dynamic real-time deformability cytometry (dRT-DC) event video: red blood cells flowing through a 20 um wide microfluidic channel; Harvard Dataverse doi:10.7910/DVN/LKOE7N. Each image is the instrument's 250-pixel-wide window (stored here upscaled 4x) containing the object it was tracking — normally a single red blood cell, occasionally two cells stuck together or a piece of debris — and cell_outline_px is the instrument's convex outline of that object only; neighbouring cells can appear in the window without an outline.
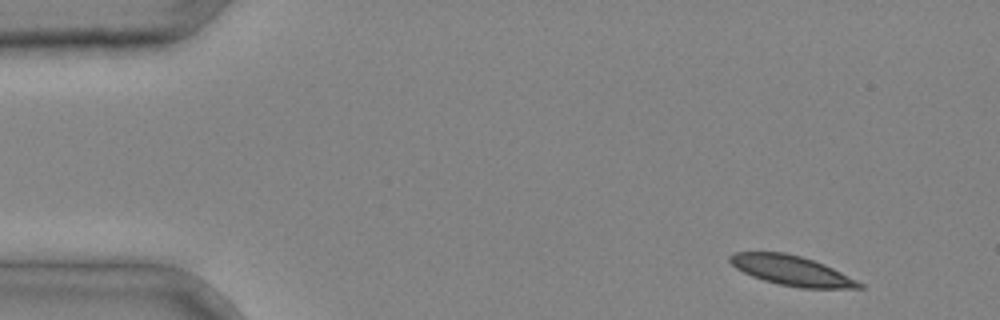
{"species": "common noctule bat (a hibernating species)", "species_latin": "Nyctalus noctula", "temperature_condition": "cold", "stored_images_in_passage": 3, "camera_frame_rate_fps": 3000, "um_per_image_px": 0.085, "animal": {"sex": "male", "body_mass_g": 20.4}, "frame": {"image": 1, "passage_image": 1, "time_ms": 0.0, "image_size_px": [1000, 320], "cell_outline_px": [[864, 288], [800, 288], [780, 284], [764, 280], [752, 276], [736, 268], [728, 260], [728, 256], [736, 252], [784, 252], [800, 256], [824, 264], [864, 284]], "centroid_in_image_um": [67.27, 22.99], "position_along_channel_um": 17.7, "area_um2": 22.2}}
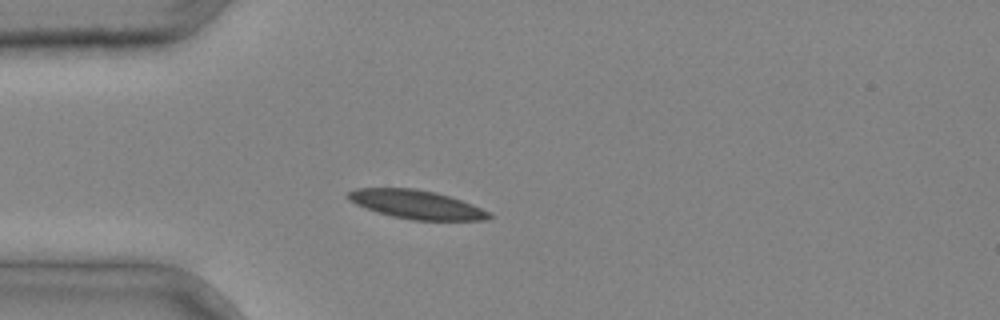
{"frame": {"image": 2, "passage_image": 3, "time_ms": 0.667, "image_size_px": [1000, 320], "cell_outline_px": [[496, 216], [484, 220], [412, 220], [392, 216], [356, 204], [348, 200], [348, 192], [356, 188], [416, 188], [436, 192], [472, 204], [492, 212]], "centroid_in_image_um": [35.46, 17.38], "position_along_channel_um": 49.5, "area_um2": 23.47}}